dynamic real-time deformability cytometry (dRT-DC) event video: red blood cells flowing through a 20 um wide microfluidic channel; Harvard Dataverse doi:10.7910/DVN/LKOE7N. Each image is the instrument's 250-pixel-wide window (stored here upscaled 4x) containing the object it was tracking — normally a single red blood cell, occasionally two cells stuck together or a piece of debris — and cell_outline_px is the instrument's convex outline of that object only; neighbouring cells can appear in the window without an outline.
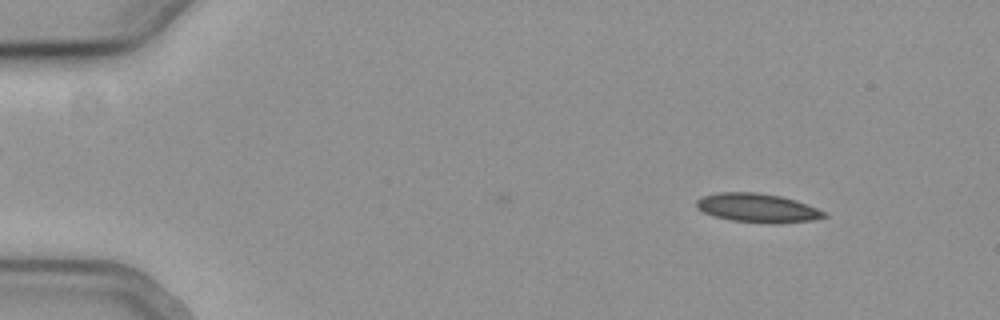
{"species": "common noctule bat (a hibernating species)", "species_latin": "Nyctalus noctula", "temperature_condition": "cold", "stored_images_in_passage": 40, "camera_frame_rate_fps": 3000, "um_per_image_px": 0.085, "animal": {"sex": "female", "body_mass_g": 19.3, "forearm_length_mm": 54.1}, "frame": {"image": 1, "passage_image": 1, "time_ms": 0.0, "image_size_px": [1000, 320], "cell_outline_px": [[828, 216], [812, 220], [776, 224], [772, 224], [728, 220], [712, 216], [696, 208], [696, 200], [704, 196], [720, 192], [756, 192], [780, 196], [796, 200], [808, 204], [824, 212]], "centroid_in_image_um": [64.37, 17.68], "position_along_channel_um": 20.6, "area_um2": 21.62}}
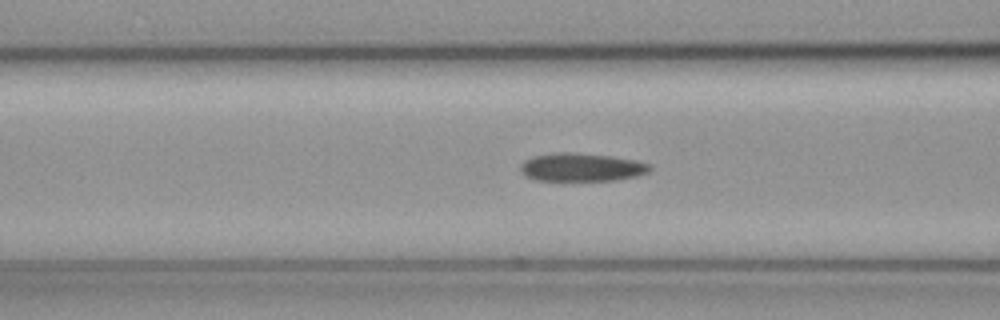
{"frame": {"image": 2, "passage_image": 17, "time_ms": 5.333, "image_size_px": [1000, 320], "cell_outline_px": [[652, 168], [648, 172], [636, 176], [616, 180], [536, 180], [524, 176], [520, 172], [520, 164], [524, 160], [536, 156], [552, 152], [568, 152], [608, 156], [636, 160], [652, 164]], "centroid_in_image_um": [49.41, 14.21], "position_along_channel_um": 117.2, "area_um2": 21.27}}
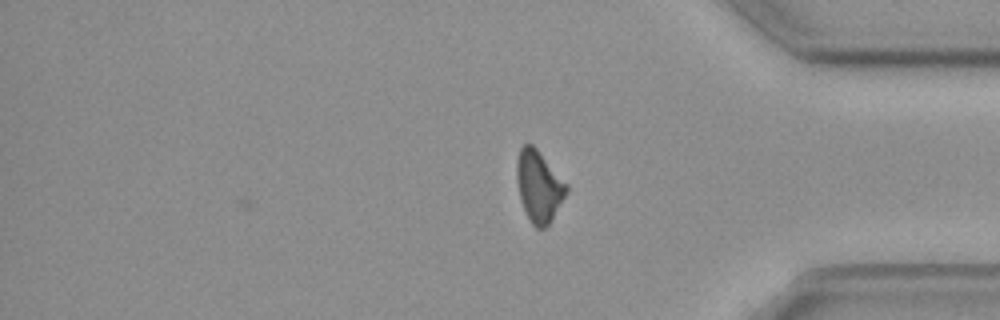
{"frame": {"image": 3, "passage_image": 40, "time_ms": 13.0, "image_size_px": [1000, 320], "cell_outline_px": [[568, 192], [552, 220], [544, 228], [536, 228], [532, 224], [520, 200], [516, 180], [516, 160], [520, 148], [524, 144], [532, 144], [536, 148], [568, 184]], "centroid_in_image_um": [45.8, 15.83], "position_along_channel_um": 389.4, "area_um2": 20.75}, "authors_computed_cell_mechanics": {"area_um2": 21.2704, "velocity_mm_per_s": 3.7644, "shape_relaxation_time_tau1_ms": 4.7738, "shape_relaxation_time_tau2_ms": null, "deformation_change_tau1": 0.1301, "deformation_change_tau2": null}}